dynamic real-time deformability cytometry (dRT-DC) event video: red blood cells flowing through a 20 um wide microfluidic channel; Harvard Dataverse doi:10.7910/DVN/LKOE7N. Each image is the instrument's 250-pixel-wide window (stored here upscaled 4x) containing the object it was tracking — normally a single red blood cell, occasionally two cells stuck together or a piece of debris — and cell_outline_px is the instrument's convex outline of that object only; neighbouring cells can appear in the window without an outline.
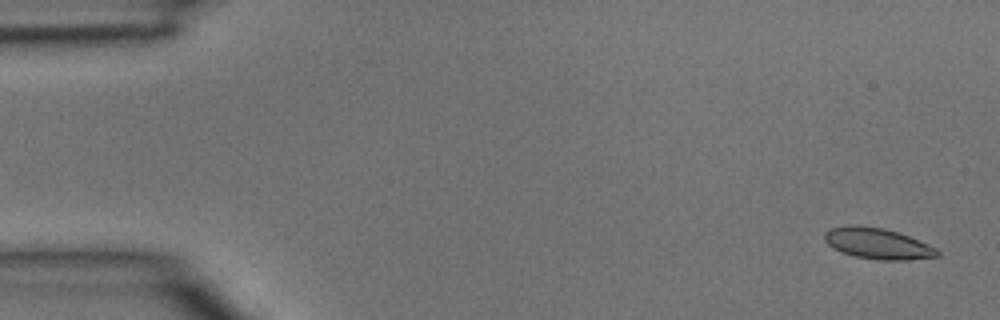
{"species": "common noctule bat (a hibernating species)", "species_latin": "Nyctalus noctula", "temperature_condition": "room temperature", "stored_images_in_passage": 3, "segment_of_instrument_passage": [2, 2], "camera_frame_rate_fps": 3000, "um_per_image_px": 0.085, "animal": {"sex": "male", "body_mass_g": 15.6}, "frame": {"image": 1, "passage_image": 3, "time_ms": 0.667, "image_size_px": [1000, 320], "cell_outline_px": [[940, 256], [908, 260], [880, 260], [856, 256], [840, 252], [828, 244], [824, 240], [824, 232], [832, 228], [848, 224], [852, 224], [884, 228], [908, 236], [936, 248], [940, 252]], "centroid_in_image_um": [74.58, 20.7], "position_along_channel_um": 10.4, "area_um2": 20.29}}